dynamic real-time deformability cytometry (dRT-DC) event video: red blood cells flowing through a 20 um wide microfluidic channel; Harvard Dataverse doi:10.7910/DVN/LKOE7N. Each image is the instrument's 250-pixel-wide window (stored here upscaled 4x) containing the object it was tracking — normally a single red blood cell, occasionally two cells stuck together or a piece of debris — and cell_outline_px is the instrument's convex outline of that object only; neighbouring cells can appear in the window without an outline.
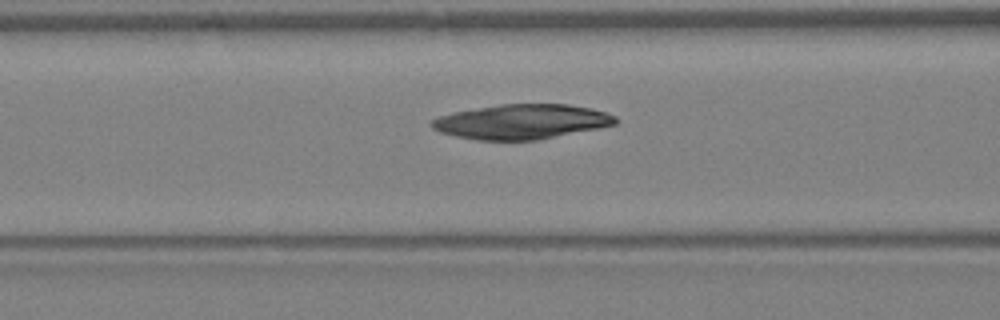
{"species": "Egyptian fruit bat (a non-hibernating species)", "species_latin": "Rousettus aegyptiacus", "temperature_condition": "warm", "stored_images_in_passage": 26, "camera_frame_rate_fps": 3000, "um_per_image_px": 0.085, "animal": {"sex": "female"}, "frame": {"image": 1, "passage_image": 6, "time_ms": 1.667, "image_size_px": [1000, 320], "cell_outline_px": [[620, 120], [616, 124], [600, 128], [536, 140], [476, 140], [456, 136], [440, 132], [432, 128], [428, 124], [432, 120], [440, 116], [452, 112], [500, 104], [568, 104], [592, 108], [616, 116]], "centroid_in_image_um": [44.35, 10.34], "position_along_channel_um": 122.3, "area_um2": 37.34}}
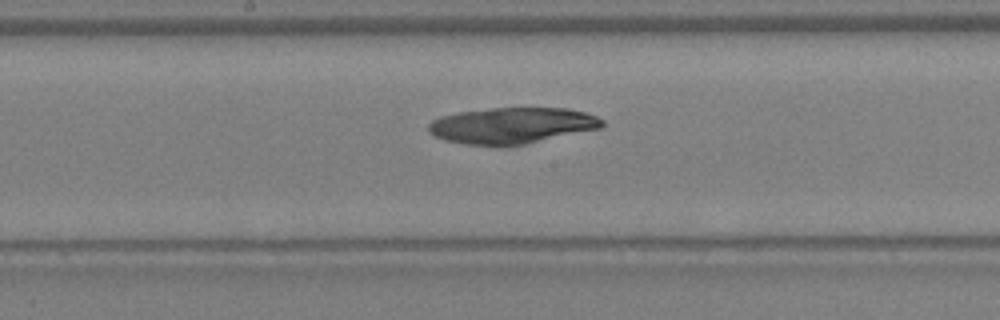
{"frame": {"image": 2, "passage_image": 11, "time_ms": 3.333, "image_size_px": [1000, 320], "cell_outline_px": [[604, 128], [504, 148], [496, 148], [464, 144], [444, 140], [432, 136], [428, 132], [428, 124], [432, 120], [440, 116], [460, 112], [492, 108], [568, 108], [584, 112], [596, 116], [604, 120]], "centroid_in_image_um": [43.5, 10.7], "position_along_channel_um": 204.7, "area_um2": 37.4}}